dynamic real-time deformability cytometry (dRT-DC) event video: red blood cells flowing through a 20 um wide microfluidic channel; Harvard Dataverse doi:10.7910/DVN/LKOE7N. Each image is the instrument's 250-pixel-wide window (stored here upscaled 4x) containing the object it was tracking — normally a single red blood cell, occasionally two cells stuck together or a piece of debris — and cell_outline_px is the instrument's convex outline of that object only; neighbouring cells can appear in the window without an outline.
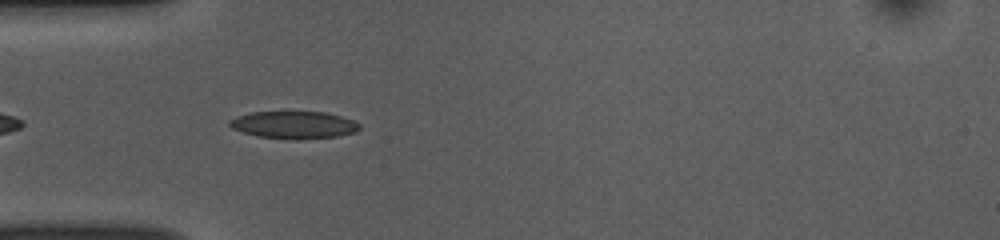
{"species": "common noctule bat (a hibernating species)", "species_latin": "Nyctalus noctula", "temperature_condition": "room temperature", "stored_images_in_passage": 37, "camera_frame_rate_fps": 3000, "um_per_image_px": 0.085, "animal": {"sex": "female", "body_mass_g": 10.0, "forearm_length_mm": 53.1}, "frame": {"image": 1, "passage_image": 3, "time_ms": 0.667, "image_size_px": [1000, 240], "cell_outline_px": [[360, 128], [356, 132], [336, 136], [300, 140], [296, 140], [256, 136], [232, 128], [228, 124], [228, 120], [236, 116], [252, 112], [324, 112], [340, 116], [352, 120], [360, 124]], "centroid_in_image_um": [24.96, 10.62], "position_along_channel_um": 60.0, "area_um2": 20.75}}
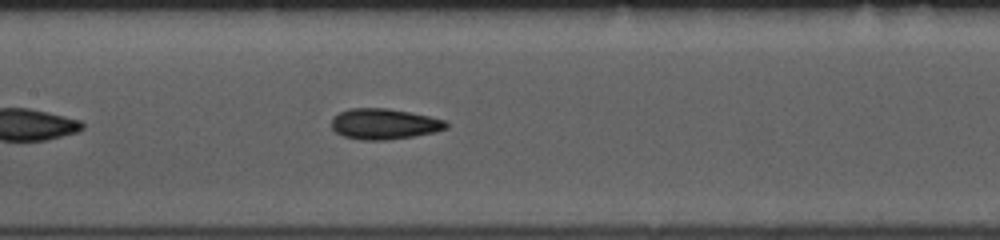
{"frame": {"image": 2, "passage_image": 12, "time_ms": 3.667, "image_size_px": [1000, 240], "cell_outline_px": [[448, 128], [436, 132], [412, 136], [384, 140], [364, 140], [344, 136], [336, 132], [332, 128], [332, 116], [348, 108], [388, 108], [428, 116], [444, 120], [448, 124]], "centroid_in_image_um": [32.64, 10.53], "position_along_channel_um": 174.8, "area_um2": 20.4}}
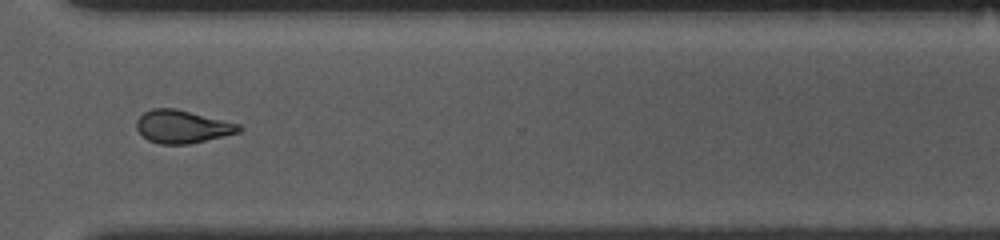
{"frame": {"image": 3, "passage_image": 26, "time_ms": 8.333, "image_size_px": [1000, 240], "cell_outline_px": [[244, 128], [240, 132], [188, 144], [160, 144], [148, 140], [136, 128], [136, 120], [144, 112], [152, 108], [176, 108], [240, 124]], "centroid_in_image_um": [15.5, 10.75], "position_along_channel_um": 355.1, "area_um2": 19.59}, "authors_computed_cell_mechanics": {"area_um2": 19.8832, "velocity_mm_per_s": 3.8706, "shape_relaxation_time_tau1_ms": 5.5735, "shape_relaxation_time_tau2_ms": 3.016, "deformation_change_tau1": 0.1361, "deformation_change_tau2": 0.0957}}